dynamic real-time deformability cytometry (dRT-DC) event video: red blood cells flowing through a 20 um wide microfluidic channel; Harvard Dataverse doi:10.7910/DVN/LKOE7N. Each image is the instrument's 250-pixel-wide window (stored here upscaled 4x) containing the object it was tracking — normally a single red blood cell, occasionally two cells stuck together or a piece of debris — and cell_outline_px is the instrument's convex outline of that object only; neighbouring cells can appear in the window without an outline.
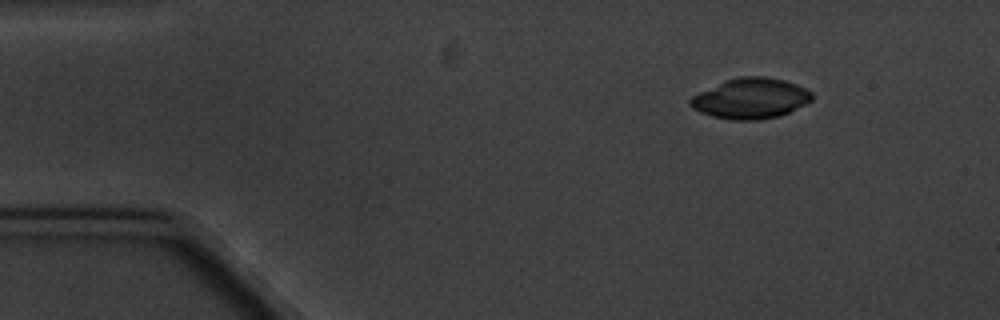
{"species": "common noctule bat (a hibernating species)", "species_latin": "Nyctalus noctula", "temperature_condition": "cold", "stored_images_in_passage": 7, "camera_frame_rate_fps": 3000, "um_per_image_px": 0.085, "animal": {"sex": "male", "body_mass_g": 20.1, "forearm_length_mm": 53.5}, "frame": {"image": 1, "passage_image": 1, "time_ms": 0.0, "image_size_px": [1000, 320], "cell_outline_px": [[812, 100], [788, 112], [776, 116], [756, 120], [732, 120], [712, 116], [700, 112], [692, 108], [688, 104], [688, 100], [692, 96], [724, 80], [740, 76], [764, 76], [784, 80], [796, 84], [812, 92]], "centroid_in_image_um": [63.76, 8.36], "position_along_channel_um": 21.2, "area_um2": 28.55}}